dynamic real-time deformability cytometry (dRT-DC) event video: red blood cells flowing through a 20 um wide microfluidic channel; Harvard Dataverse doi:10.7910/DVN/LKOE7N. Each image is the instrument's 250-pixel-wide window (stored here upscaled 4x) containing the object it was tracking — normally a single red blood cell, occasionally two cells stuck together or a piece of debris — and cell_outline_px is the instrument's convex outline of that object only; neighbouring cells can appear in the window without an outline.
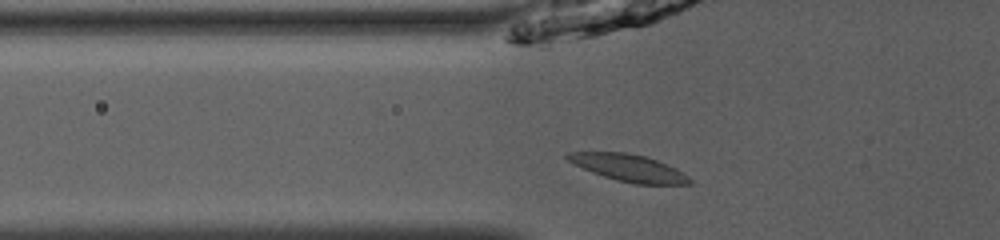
{"species": "common noctule bat (a hibernating species)", "species_latin": "Nyctalus noctula", "temperature_condition": "room temperature", "stored_images_in_passage": 37, "camera_frame_rate_fps": 3000, "um_per_image_px": 0.085, "animal": {"sex": "male", "body_mass_g": 13.0, "forearm_length_mm": 53.1}, "frame": {"image": 1, "passage_image": 4, "time_ms": 1.0, "image_size_px": [1000, 240], "cell_outline_px": [[692, 184], [636, 184], [616, 180], [592, 172], [568, 160], [564, 156], [568, 152], [628, 152], [644, 156], [656, 160], [676, 168], [684, 172], [692, 180]], "centroid_in_image_um": [53.48, 14.27], "position_along_channel_um": 72.3, "area_um2": 19.07}}
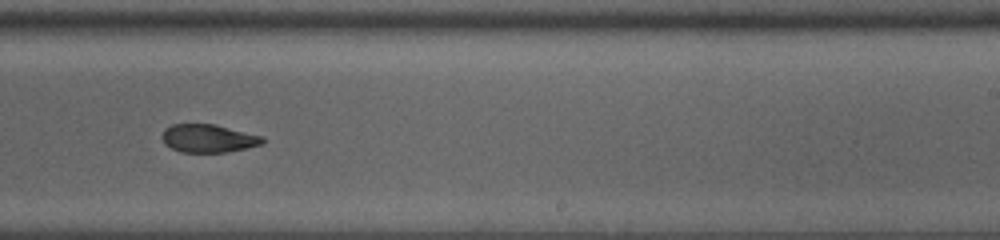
{"frame": {"image": 2, "passage_image": 19, "time_ms": 6.0, "image_size_px": [1000, 240], "cell_outline_px": [[264, 144], [228, 152], [180, 152], [164, 144], [160, 136], [164, 128], [172, 124], [216, 124], [264, 136]], "centroid_in_image_um": [17.7, 11.75], "position_along_channel_um": 271.3, "area_um2": 16.76}}
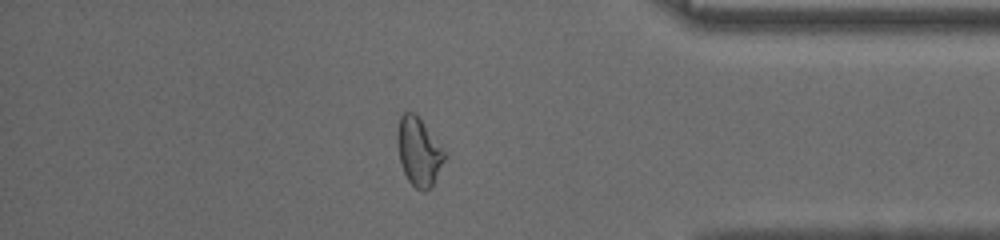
{"frame": {"image": 3, "passage_image": 30, "time_ms": 9.667, "image_size_px": [1000, 240], "cell_outline_px": [[444, 160], [432, 188], [424, 192], [416, 188], [408, 180], [404, 172], [400, 160], [396, 140], [396, 132], [400, 116], [404, 112], [416, 112], [444, 152]], "centroid_in_image_um": [35.56, 12.89], "position_along_channel_um": 399.6, "area_um2": 18.61}, "authors_computed_cell_mechanics": {"area_um2": 18.0336, "velocity_mm_per_s": 3.9776, "shape_relaxation_time_tau1_ms": null, "shape_relaxation_time_tau2_ms": 2.3916, "deformation_change_tau1": null, "deformation_change_tau2": 0.0837}}